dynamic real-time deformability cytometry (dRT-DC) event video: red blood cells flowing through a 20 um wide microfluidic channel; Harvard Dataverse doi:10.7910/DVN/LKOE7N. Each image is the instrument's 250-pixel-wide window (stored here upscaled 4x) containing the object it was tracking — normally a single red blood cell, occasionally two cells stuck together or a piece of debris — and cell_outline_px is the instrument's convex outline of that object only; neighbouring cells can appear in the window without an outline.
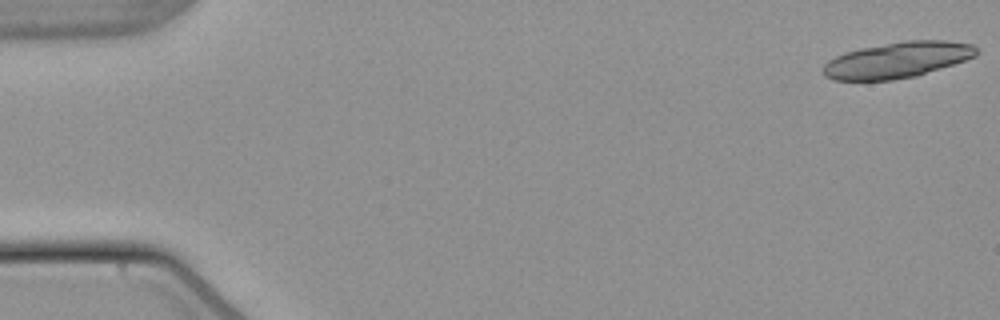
{"species": "common noctule bat (a hibernating species)", "species_latin": "Nyctalus noctula", "temperature_condition": "warm", "stored_images_in_passage": 21, "camera_frame_rate_fps": 3000, "um_per_image_px": 0.085, "animal": {"sex": "male", "body_mass_g": 21.5, "forearm_length_mm": 52.0}, "frame": {"image": 1, "passage_image": 1, "time_ms": 0.0, "image_size_px": [1000, 320], "cell_outline_px": [[980, 52], [976, 56], [916, 76], [892, 80], [832, 80], [824, 76], [824, 64], [828, 60], [836, 56], [860, 48], [904, 40], [944, 40], [972, 44]], "centroid_in_image_um": [76.27, 5.09], "position_along_channel_um": 8.7, "area_um2": 31.91}}